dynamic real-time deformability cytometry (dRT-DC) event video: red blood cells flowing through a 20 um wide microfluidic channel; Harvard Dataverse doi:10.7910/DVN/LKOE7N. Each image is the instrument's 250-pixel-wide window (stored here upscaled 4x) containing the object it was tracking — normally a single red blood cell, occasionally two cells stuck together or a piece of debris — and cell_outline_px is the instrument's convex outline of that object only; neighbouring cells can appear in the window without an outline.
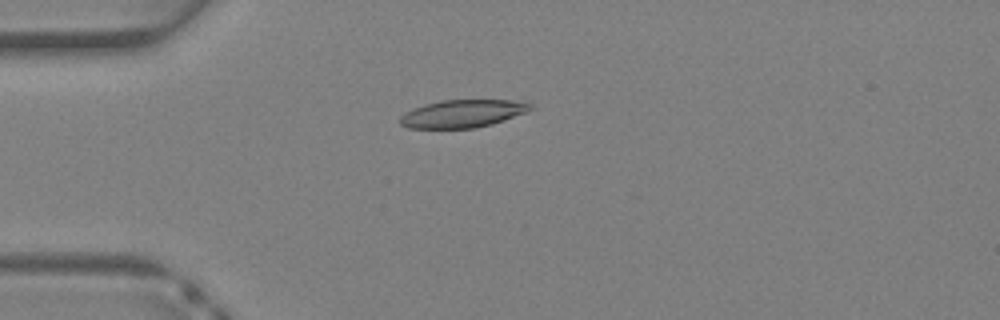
{"species": "Egyptian fruit bat (a non-hibernating species)", "species_latin": "Rousettus aegyptiacus", "temperature_condition": "warm", "stored_images_in_passage": 20, "camera_frame_rate_fps": 3000, "um_per_image_px": 0.085, "animal": {"sex": "female"}, "frame": {"image": 1, "passage_image": 7, "time_ms": 2.0, "image_size_px": [1000, 320], "cell_outline_px": [[536, 108], [504, 120], [492, 124], [476, 128], [408, 128], [400, 124], [400, 116], [404, 112], [412, 108], [424, 104], [440, 100], [524, 100], [532, 104]], "centroid_in_image_um": [39.34, 9.64], "position_along_channel_um": 45.7, "area_um2": 21.39}}
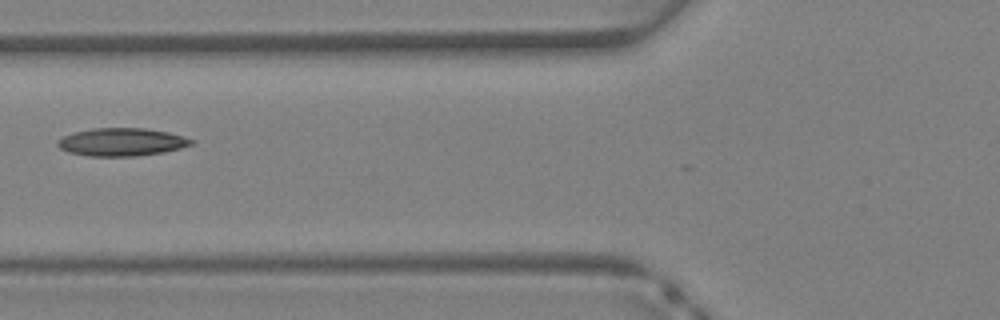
{"frame": {"image": 2, "passage_image": 12, "time_ms": 3.667, "image_size_px": [1000, 320], "cell_outline_px": [[196, 140], [192, 144], [180, 148], [164, 152], [136, 156], [88, 156], [68, 152], [60, 148], [56, 144], [56, 140], [64, 136], [76, 132], [92, 128], [144, 128], [168, 132], [184, 136]], "centroid_in_image_um": [10.35, 12.07], "position_along_channel_um": 115.5, "area_um2": 21.79}}
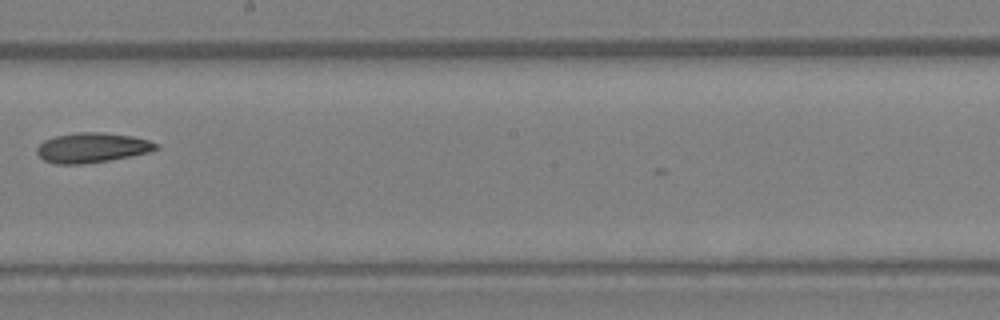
{"frame": {"image": 3, "passage_image": 19, "time_ms": 6.0, "image_size_px": [1000, 320], "cell_outline_px": [[160, 148], [148, 152], [132, 156], [84, 164], [56, 164], [44, 160], [36, 152], [36, 148], [44, 140], [56, 136], [80, 132], [100, 132], [132, 136], [148, 140], [160, 144]], "centroid_in_image_um": [7.84, 12.55], "position_along_channel_um": 240.4, "area_um2": 20.69}}